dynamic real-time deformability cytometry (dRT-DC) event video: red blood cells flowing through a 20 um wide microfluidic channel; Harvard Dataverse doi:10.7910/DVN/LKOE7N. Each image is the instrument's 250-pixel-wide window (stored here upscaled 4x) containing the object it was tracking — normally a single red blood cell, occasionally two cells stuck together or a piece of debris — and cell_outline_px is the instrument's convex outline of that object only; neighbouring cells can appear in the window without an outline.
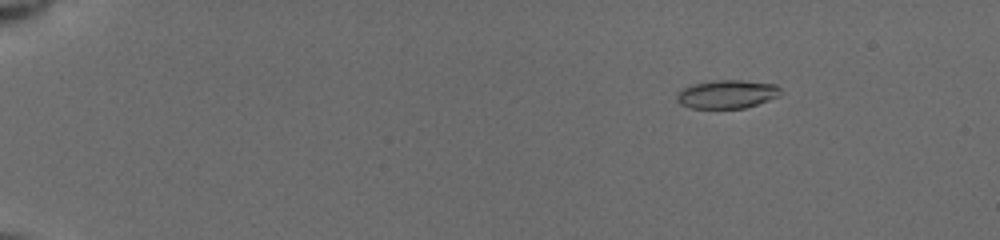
{"species": "common noctule bat (a hibernating species)", "species_latin": "Nyctalus noctula", "temperature_condition": "cold", "stored_images_in_passage": 55, "camera_frame_rate_fps": 3000, "um_per_image_px": 0.085, "animal": {"sex": "female", "body_mass_g": 19.5, "forearm_length_mm": 54.1}, "frame": {"image": 1, "passage_image": 7, "time_ms": 2.0, "image_size_px": [1000, 240], "cell_outline_px": [[784, 92], [768, 100], [744, 108], [688, 108], [680, 104], [676, 100], [676, 92], [692, 84], [716, 80], [740, 80], [776, 84]], "centroid_in_image_um": [61.76, 8.0], "position_along_channel_um": 23.2, "area_um2": 17.22}}
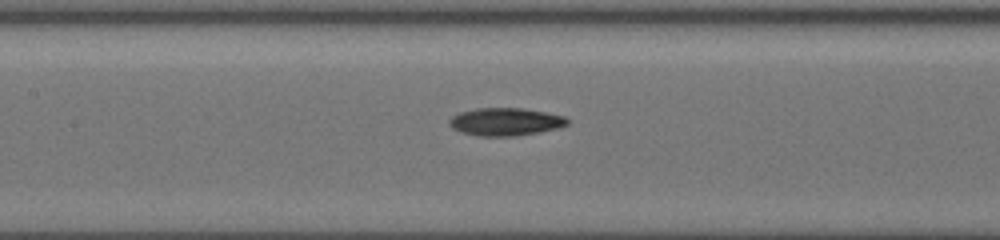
{"frame": {"image": 2, "passage_image": 28, "time_ms": 8.667, "image_size_px": [1000, 240], "cell_outline_px": [[568, 124], [556, 128], [516, 136], [480, 136], [464, 132], [452, 128], [448, 124], [448, 120], [452, 116], [460, 112], [476, 108], [524, 108], [548, 112], [564, 116], [568, 120]], "centroid_in_image_um": [42.95, 10.33], "position_along_channel_um": 164.5, "area_um2": 19.02}}
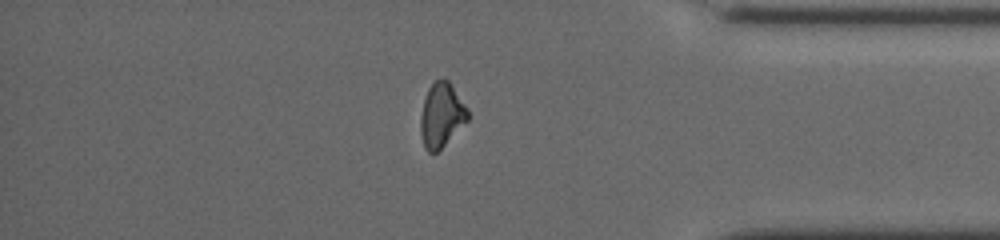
{"frame": {"image": 3, "passage_image": 47, "time_ms": 15.0, "image_size_px": [1000, 240], "cell_outline_px": [[468, 120], [436, 152], [428, 152], [424, 148], [420, 132], [420, 116], [424, 100], [428, 88], [436, 80], [448, 80], [468, 108]], "centroid_in_image_um": [37.51, 9.79], "position_along_channel_um": 397.7, "area_um2": 17.4}, "authors_computed_cell_mechanics": {"area_um2": 17.6868, "velocity_mm_per_s": 3.9544, "shape_relaxation_time_tau1_ms": 4.0525, "shape_relaxation_time_tau2_ms": 7.4013, "deformation_change_tau1": 0.107, "deformation_change_tau2": 0.1715}}